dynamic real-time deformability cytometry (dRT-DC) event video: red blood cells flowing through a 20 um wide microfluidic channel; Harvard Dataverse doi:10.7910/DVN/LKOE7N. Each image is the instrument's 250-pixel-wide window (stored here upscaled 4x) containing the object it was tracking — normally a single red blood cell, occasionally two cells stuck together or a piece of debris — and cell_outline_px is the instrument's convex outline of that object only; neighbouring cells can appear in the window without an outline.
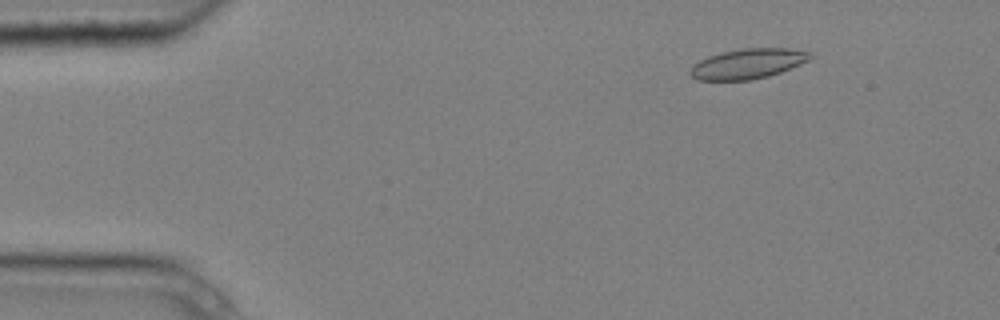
{"species": "common noctule bat (a hibernating species)", "species_latin": "Nyctalus noctula", "temperature_condition": "cold", "stored_images_in_passage": 11, "camera_frame_rate_fps": 3000, "um_per_image_px": 0.085, "animal": {"sex": "male", "body_mass_g": 20.4}, "frame": {"image": 1, "passage_image": 1, "time_ms": 0.0, "image_size_px": [1000, 320], "cell_outline_px": [[816, 56], [800, 64], [780, 72], [768, 76], [748, 80], [696, 80], [688, 72], [692, 64], [708, 56], [720, 52], [740, 48], [792, 48], [812, 52]], "centroid_in_image_um": [63.57, 5.4], "position_along_channel_um": 21.4, "area_um2": 21.27}}
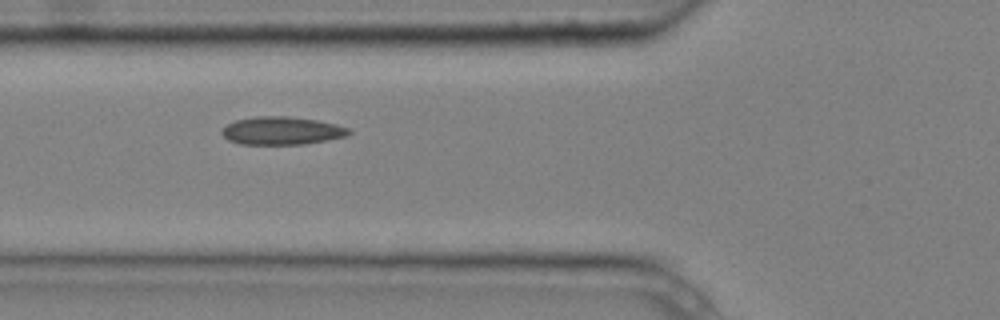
{"frame": {"image": 2, "passage_image": 4, "time_ms": 1.0, "image_size_px": [1000, 320], "cell_outline_px": [[352, 132], [348, 136], [328, 140], [304, 144], [240, 144], [228, 140], [220, 132], [228, 124], [236, 120], [256, 116], [288, 116], [316, 120], [336, 124], [352, 128]], "centroid_in_image_um": [24.0, 11.11], "position_along_channel_um": 101.8, "area_um2": 20.81}}
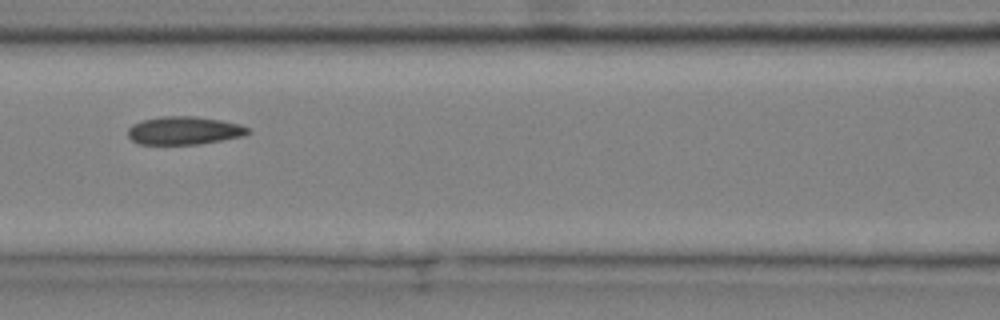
{"frame": {"image": 3, "passage_image": 5, "time_ms": 1.333, "image_size_px": [1000, 320], "cell_outline_px": [[252, 132], [244, 136], [200, 144], [140, 144], [132, 140], [128, 136], [128, 128], [132, 124], [144, 120], [160, 116], [196, 116], [220, 120], [240, 124], [252, 128]], "centroid_in_image_um": [15.7, 11.09], "position_along_channel_um": 150.9, "area_um2": 19.83}}